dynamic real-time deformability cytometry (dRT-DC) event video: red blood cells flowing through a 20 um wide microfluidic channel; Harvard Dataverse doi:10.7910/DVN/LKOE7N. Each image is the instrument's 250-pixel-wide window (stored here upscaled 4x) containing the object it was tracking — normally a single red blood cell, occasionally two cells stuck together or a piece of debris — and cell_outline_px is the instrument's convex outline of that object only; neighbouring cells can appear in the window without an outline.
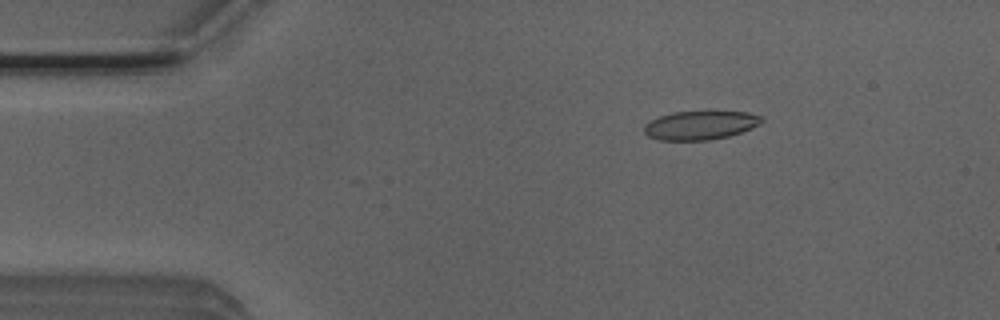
{"species": "Egyptian fruit bat (a non-hibernating species)", "species_latin": "Rousettus aegyptiacus", "temperature_condition": "room temperature", "stored_images_in_passage": 5, "camera_frame_rate_fps": 3000, "um_per_image_px": 0.085, "animal": {"sex": "male"}, "frame": {"image": 1, "passage_image": 3, "time_ms": 0.667, "image_size_px": [1000, 320], "cell_outline_px": [[764, 120], [760, 124], [752, 128], [728, 136], [708, 140], [660, 140], [648, 136], [644, 132], [644, 124], [660, 116], [672, 112], [708, 108], [748, 112], [764, 116]], "centroid_in_image_um": [59.59, 10.58], "position_along_channel_um": 25.4, "area_um2": 20.69}}